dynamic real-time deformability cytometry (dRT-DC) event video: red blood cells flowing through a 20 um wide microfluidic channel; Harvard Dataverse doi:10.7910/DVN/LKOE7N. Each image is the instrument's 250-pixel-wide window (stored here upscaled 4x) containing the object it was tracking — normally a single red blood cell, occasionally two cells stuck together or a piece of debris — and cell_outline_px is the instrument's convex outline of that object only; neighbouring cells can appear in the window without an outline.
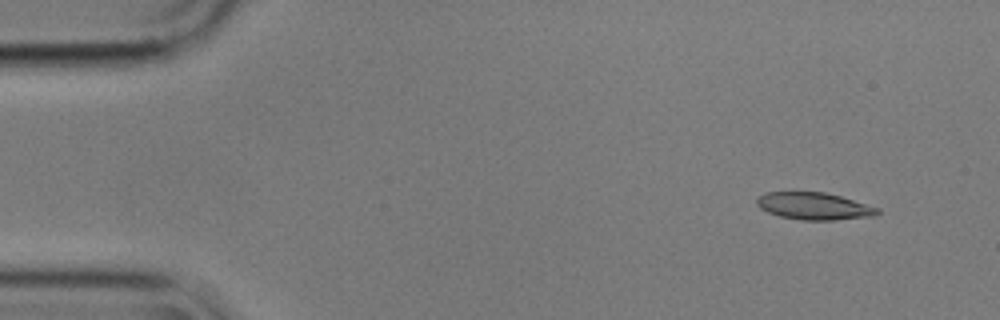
{"species": "common noctule bat (a hibernating species)", "species_latin": "Nyctalus noctula", "temperature_condition": "cold", "stored_images_in_passage": 3, "camera_frame_rate_fps": 3000, "um_per_image_px": 0.085, "animal": {"sex": "male", "body_mass_g": 17.9}, "frame": {"image": 1, "passage_image": 3, "time_ms": 0.667, "image_size_px": [1000, 320], "cell_outline_px": [[880, 212], [876, 216], [836, 220], [800, 220], [780, 216], [768, 212], [760, 208], [756, 204], [756, 196], [768, 192], [824, 192], [840, 196], [880, 208]], "centroid_in_image_um": [69.2, 17.52], "position_along_channel_um": 15.8, "area_um2": 19.25}}